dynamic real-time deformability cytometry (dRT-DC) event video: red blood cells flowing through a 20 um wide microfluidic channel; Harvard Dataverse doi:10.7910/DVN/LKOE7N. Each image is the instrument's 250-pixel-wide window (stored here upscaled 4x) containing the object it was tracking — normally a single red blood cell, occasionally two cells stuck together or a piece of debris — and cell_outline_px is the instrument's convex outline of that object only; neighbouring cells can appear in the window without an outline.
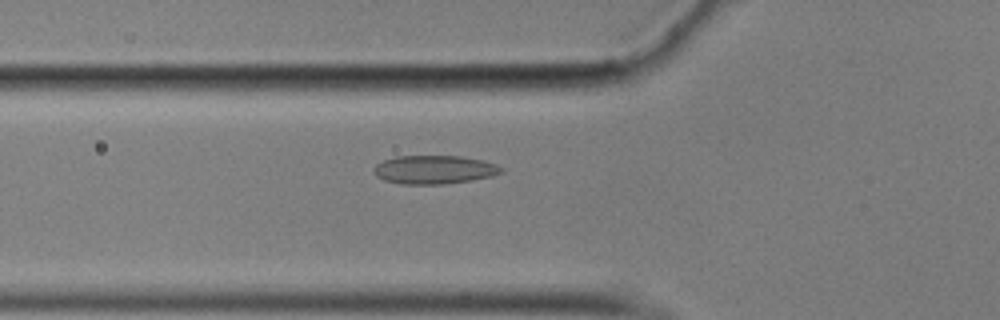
{"species": "common noctule bat (a hibernating species)", "species_latin": "Nyctalus noctula", "temperature_condition": "cold", "stored_images_in_passage": 47, "camera_frame_rate_fps": 3000, "um_per_image_px": 0.085, "animal": {"sex": "male", "body_mass_g": 17.9}, "frame": {"image": 1, "passage_image": 10, "time_ms": 3.0, "image_size_px": [1000, 320], "cell_outline_px": [[504, 172], [492, 176], [472, 180], [444, 184], [400, 184], [384, 180], [376, 176], [372, 168], [376, 164], [384, 160], [396, 156], [460, 156], [484, 160], [496, 164], [504, 168]], "centroid_in_image_um": [36.92, 14.42], "position_along_channel_um": 88.9, "area_um2": 21.39}}
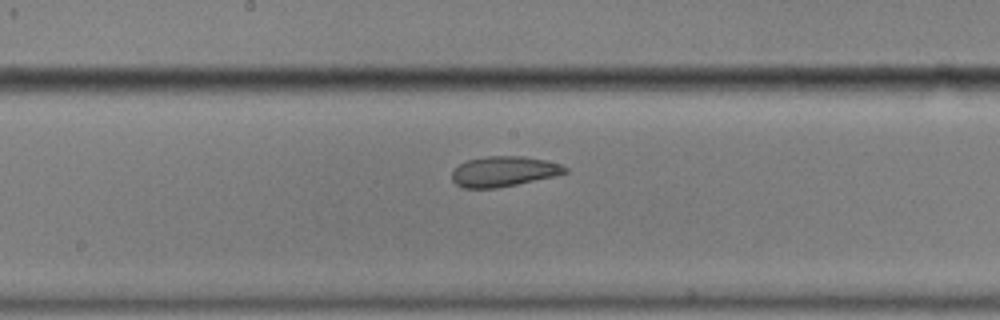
{"frame": {"image": 2, "passage_image": 20, "time_ms": 6.333, "image_size_px": [1000, 320], "cell_outline_px": [[568, 172], [556, 176], [496, 188], [464, 188], [456, 184], [452, 180], [452, 172], [460, 164], [468, 160], [488, 156], [524, 156], [544, 160], [560, 164], [568, 168]], "centroid_in_image_um": [42.83, 14.57], "position_along_channel_um": 205.4, "area_um2": 19.83}}
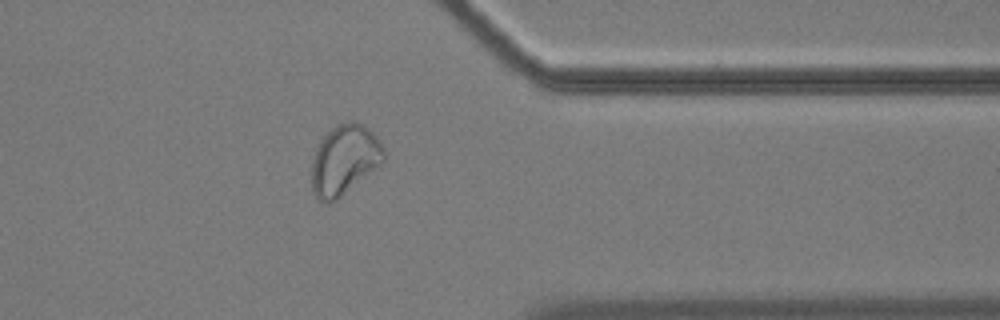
{"frame": {"image": 3, "passage_image": 36, "time_ms": 11.667, "image_size_px": [1000, 320], "cell_outline_px": [[384, 160], [380, 164], [336, 200], [328, 204], [324, 204], [316, 196], [312, 188], [312, 160], [316, 148], [320, 140], [336, 124], [348, 120], [356, 120], [368, 128], [376, 136], [384, 148]], "centroid_in_image_um": [29.26, 13.56], "position_along_channel_um": 382.1, "area_um2": 29.25}, "authors_computed_cell_mechanics": {"area_um2": 21.4438, "velocity_mm_per_s": 3.4785, "shape_relaxation_time_tau1_ms": null, "shape_relaxation_time_tau2_ms": 2.2966, "deformation_change_tau1": null, "deformation_change_tau2": 0.0533}}